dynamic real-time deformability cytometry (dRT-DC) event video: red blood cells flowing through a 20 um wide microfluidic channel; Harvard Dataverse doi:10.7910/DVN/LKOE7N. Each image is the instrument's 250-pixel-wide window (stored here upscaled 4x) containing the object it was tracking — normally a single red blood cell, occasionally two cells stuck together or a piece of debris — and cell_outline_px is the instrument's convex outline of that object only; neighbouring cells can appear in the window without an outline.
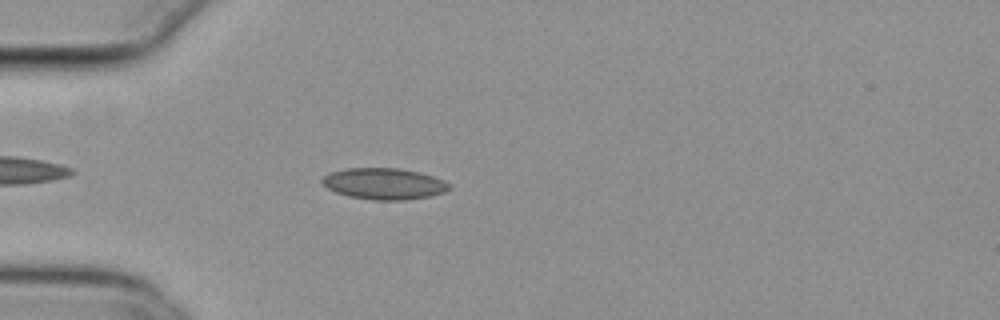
{"species": "common noctule bat (a hibernating species)", "species_latin": "Nyctalus noctula", "temperature_condition": "cold", "stored_images_in_passage": 43, "camera_frame_rate_fps": 3000, "um_per_image_px": 0.085, "animal": {"sex": "female", "body_mass_g": 29.2, "forearm_length_mm": 56.3}, "frame": {"image": 1, "passage_image": 5, "time_ms": 1.333, "image_size_px": [1000, 320], "cell_outline_px": [[452, 188], [444, 192], [432, 196], [404, 200], [372, 200], [348, 196], [336, 192], [328, 188], [320, 180], [328, 172], [348, 168], [400, 168], [432, 176], [444, 180]], "centroid_in_image_um": [32.64, 15.62], "position_along_channel_um": 52.4, "area_um2": 23.18}}
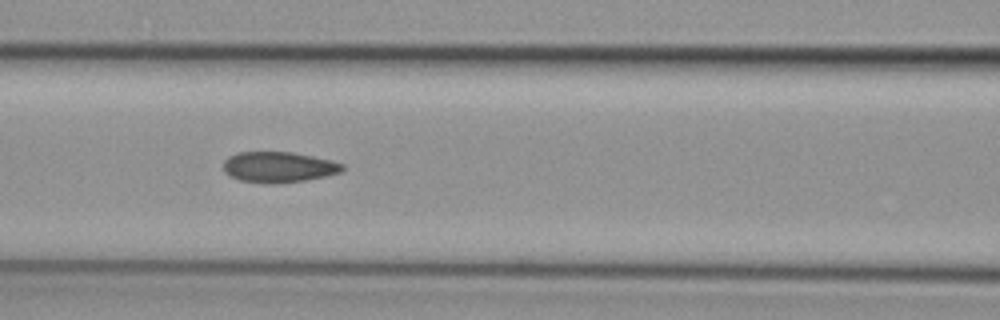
{"frame": {"image": 2, "passage_image": 13, "time_ms": 4.0, "image_size_px": [1000, 320], "cell_outline_px": [[344, 168], [340, 172], [328, 176], [304, 180], [276, 184], [268, 184], [240, 180], [224, 172], [224, 160], [228, 156], [236, 152], [292, 152], [332, 160], [344, 164]], "centroid_in_image_um": [23.69, 14.2], "position_along_channel_um": 142.9, "area_um2": 21.39}}
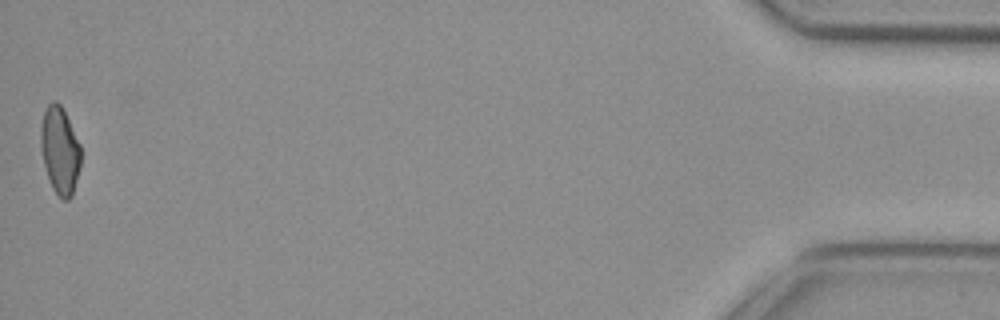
{"frame": {"image": 3, "passage_image": 43, "time_ms": 14.0, "image_size_px": [1000, 320], "cell_outline_px": [[80, 164], [72, 196], [68, 200], [60, 200], [52, 188], [44, 164], [40, 148], [40, 128], [44, 112], [48, 104], [52, 100], [56, 100], [60, 104], [80, 144]], "centroid_in_image_um": [5.07, 12.8], "position_along_channel_um": 430.1, "area_um2": 20.29}, "authors_computed_cell_mechanics": {"area_um2": 21.386, "velocity_mm_per_s": 3.834, "shape_relaxation_time_tau1_ms": null, "shape_relaxation_time_tau2_ms": 2.8091, "deformation_change_tau1": null, "deformation_change_tau2": 0.0739}}